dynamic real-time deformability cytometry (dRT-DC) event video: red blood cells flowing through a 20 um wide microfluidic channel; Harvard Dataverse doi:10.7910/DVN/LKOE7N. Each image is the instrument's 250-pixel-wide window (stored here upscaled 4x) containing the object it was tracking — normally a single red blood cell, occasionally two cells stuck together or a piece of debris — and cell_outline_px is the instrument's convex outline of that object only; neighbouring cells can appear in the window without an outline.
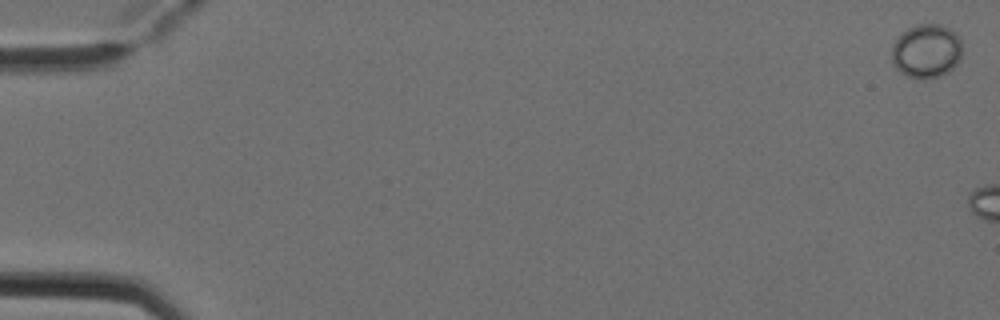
{"species": "Egyptian fruit bat (a non-hibernating species)", "species_latin": "Rousettus aegyptiacus", "temperature_condition": "cold", "stored_images_in_passage": 2, "camera_frame_rate_fps": 3000, "um_per_image_px": 0.085, "animal": {"sex": "female"}, "frame": {"image": 1, "passage_image": 1, "time_ms": 0.0, "image_size_px": [1000, 320], "cell_outline_px": [[960, 56], [956, 64], [948, 72], [940, 76], [908, 76], [900, 72], [892, 64], [892, 44], [908, 28], [916, 24], [940, 24], [956, 32], [960, 40]], "centroid_in_image_um": [78.73, 4.3], "position_along_channel_um": 6.3, "area_um2": 21.62}}